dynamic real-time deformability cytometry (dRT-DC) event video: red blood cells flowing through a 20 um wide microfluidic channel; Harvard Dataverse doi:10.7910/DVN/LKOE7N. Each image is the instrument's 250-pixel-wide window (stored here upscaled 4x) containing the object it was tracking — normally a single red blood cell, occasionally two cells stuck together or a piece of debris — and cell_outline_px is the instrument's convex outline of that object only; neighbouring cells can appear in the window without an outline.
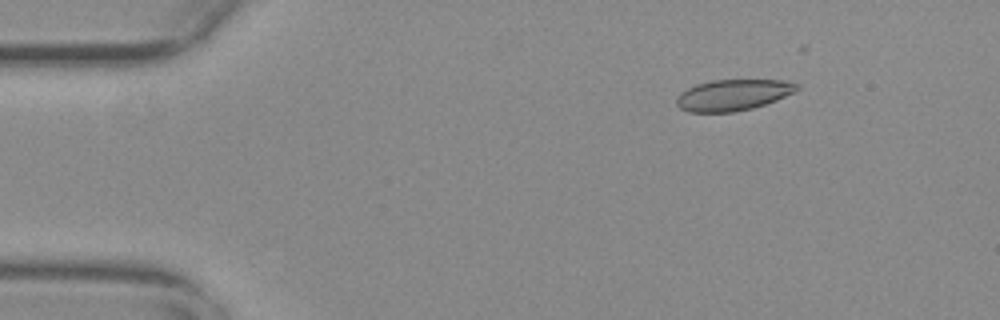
{"species": "common noctule bat (a hibernating species)", "species_latin": "Nyctalus noctula", "temperature_condition": "warm", "stored_images_in_passage": 52, "camera_frame_rate_fps": 3000, "um_per_image_px": 0.085, "animal": {"sex": "female", "body_mass_g": 29.2, "forearm_length_mm": 56.3}, "frame": {"image": 1, "passage_image": 8, "time_ms": 2.333, "image_size_px": [1000, 320], "cell_outline_px": [[800, 88], [776, 100], [752, 108], [732, 112], [688, 112], [680, 108], [676, 104], [676, 96], [680, 92], [696, 84], [712, 80], [784, 80], [800, 84]], "centroid_in_image_um": [62.27, 8.07], "position_along_channel_um": 22.7, "area_um2": 21.79}}
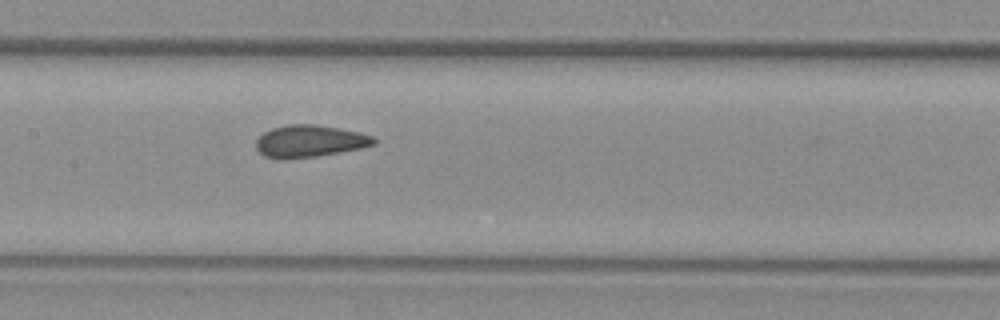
{"frame": {"image": 2, "passage_image": 27, "time_ms": 8.667, "image_size_px": [1000, 320], "cell_outline_px": [[376, 144], [360, 148], [340, 152], [316, 156], [264, 156], [256, 148], [256, 140], [264, 132], [272, 128], [288, 124], [316, 124], [360, 132], [372, 136], [376, 140]], "centroid_in_image_um": [26.37, 11.95], "position_along_channel_um": 181.0, "area_um2": 21.33}}
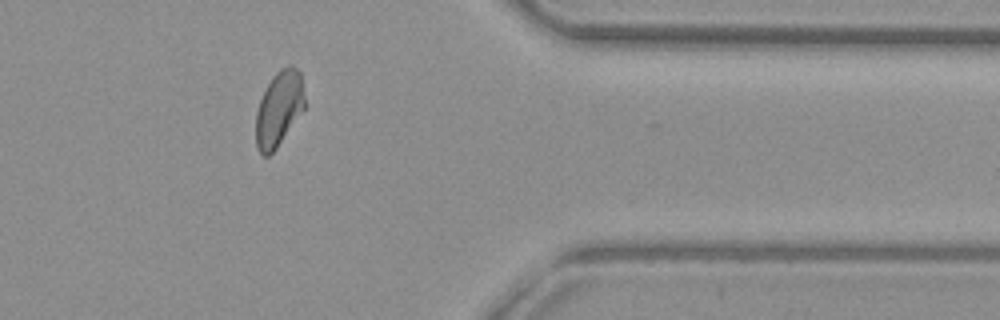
{"frame": {"image": 3, "passage_image": 45, "time_ms": 14.667, "image_size_px": [1000, 320], "cell_outline_px": [[304, 108], [276, 148], [268, 156], [264, 156], [256, 148], [256, 112], [260, 100], [272, 76], [280, 68], [288, 64], [292, 64], [300, 72], [304, 96]], "centroid_in_image_um": [23.69, 9.21], "position_along_channel_um": 387.7, "area_um2": 21.1}, "authors_computed_cell_mechanics": {"area_um2": 21.8484, "velocity_mm_per_s": 3.7706, "shape_relaxation_time_tau1_ms": null, "shape_relaxation_time_tau2_ms": 1.3049, "deformation_change_tau1": null, "deformation_change_tau2": 0.0594}}